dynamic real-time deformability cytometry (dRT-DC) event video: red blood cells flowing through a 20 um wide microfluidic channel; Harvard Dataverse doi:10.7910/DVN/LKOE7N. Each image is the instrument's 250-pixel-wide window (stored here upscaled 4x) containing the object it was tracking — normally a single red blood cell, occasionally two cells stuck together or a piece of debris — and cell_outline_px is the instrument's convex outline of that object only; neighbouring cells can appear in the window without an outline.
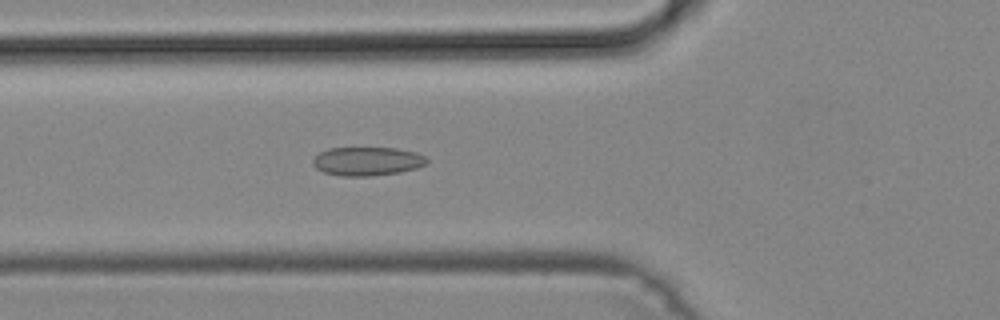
{"species": "common noctule bat (a hibernating species)", "species_latin": "Nyctalus noctula", "temperature_condition": "cold", "stored_images_in_passage": 49, "camera_frame_rate_fps": 3000, "um_per_image_px": 0.085, "animal": {"sex": "male", "body_mass_g": 19.2, "forearm_length_mm": 51.8}, "frame": {"image": 1, "passage_image": 17, "time_ms": 5.333, "image_size_px": [1000, 320], "cell_outline_px": [[428, 164], [416, 168], [400, 172], [368, 176], [340, 176], [324, 172], [316, 168], [312, 164], [312, 160], [320, 152], [328, 148], [396, 148], [416, 152], [424, 156], [428, 160]], "centroid_in_image_um": [31.22, 13.71], "position_along_channel_um": 94.6, "area_um2": 19.07}}
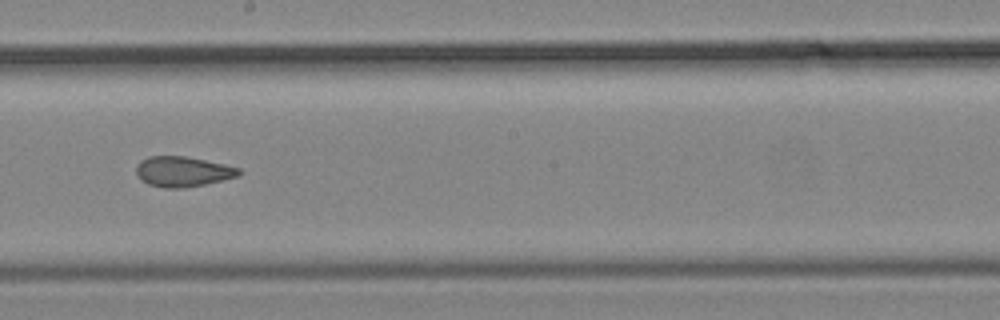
{"frame": {"image": 2, "passage_image": 27, "time_ms": 8.667, "image_size_px": [1000, 320], "cell_outline_px": [[244, 172], [240, 176], [204, 184], [184, 188], [164, 188], [148, 184], [140, 180], [136, 176], [136, 164], [140, 160], [148, 156], [184, 156], [224, 164], [240, 168]], "centroid_in_image_um": [15.52, 14.58], "position_along_channel_um": 232.7, "area_um2": 18.32}}
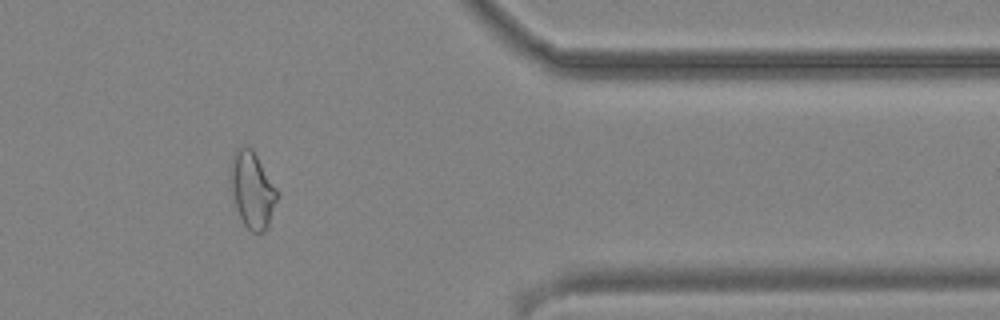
{"frame": {"image": 3, "passage_image": 40, "time_ms": 13.0, "image_size_px": [1000, 320], "cell_outline_px": [[280, 192], [268, 228], [264, 232], [252, 232], [244, 224], [236, 208], [232, 192], [228, 168], [232, 156], [236, 148], [244, 144], [252, 148]], "centroid_in_image_um": [21.45, 16.1], "position_along_channel_um": 390.0, "area_um2": 21.27}}